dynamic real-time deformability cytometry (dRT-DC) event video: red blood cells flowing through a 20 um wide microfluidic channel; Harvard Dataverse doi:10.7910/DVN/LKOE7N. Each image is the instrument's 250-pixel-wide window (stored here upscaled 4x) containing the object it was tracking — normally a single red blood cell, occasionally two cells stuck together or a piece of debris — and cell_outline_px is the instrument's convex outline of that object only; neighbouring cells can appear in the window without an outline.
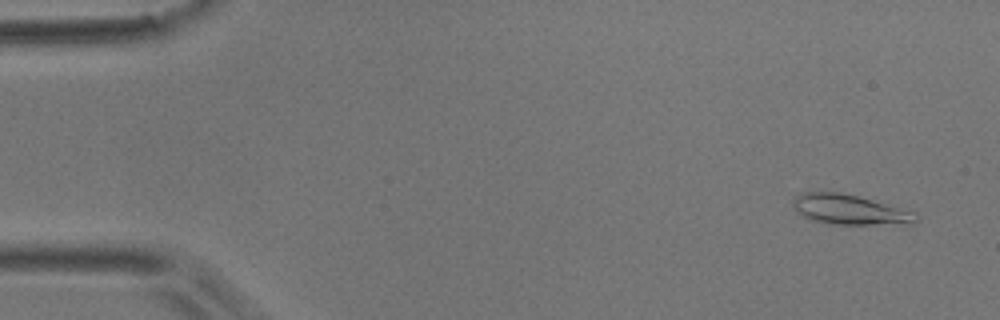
{"species": "common noctule bat (a hibernating species)", "species_latin": "Nyctalus noctula", "temperature_condition": "room temperature", "stored_images_in_passage": 52, "camera_frame_rate_fps": 3000, "um_per_image_px": 0.085, "animal": {"sex": "male", "body_mass_g": 17.9}, "frame": {"image": 1, "passage_image": 3, "time_ms": 0.667, "image_size_px": [1000, 320], "cell_outline_px": [[920, 220], [916, 224], [832, 224], [812, 220], [804, 216], [792, 204], [792, 196], [800, 192], [840, 192], [856, 196], [916, 212], [920, 216]], "centroid_in_image_um": [72.26, 17.82], "position_along_channel_um": 12.7, "area_um2": 21.5}}
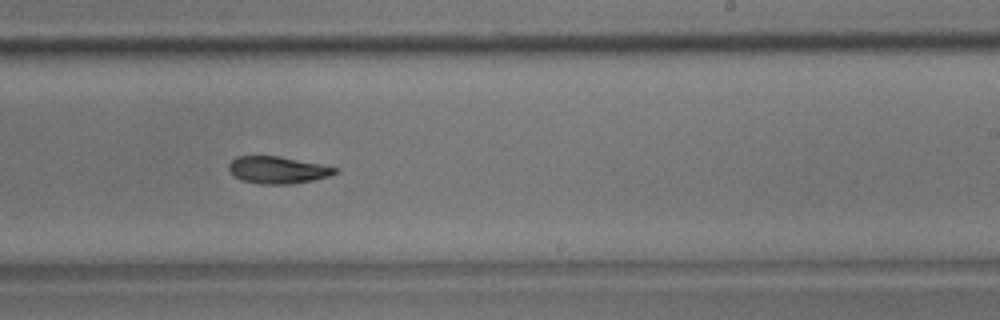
{"frame": {"image": 2, "passage_image": 32, "time_ms": 10.333, "image_size_px": [1000, 320], "cell_outline_px": [[340, 172], [332, 176], [292, 184], [260, 184], [240, 180], [232, 176], [228, 168], [228, 164], [236, 156], [276, 156], [320, 164], [340, 168]], "centroid_in_image_um": [23.61, 14.46], "position_along_channel_um": 265.4, "area_um2": 16.99}}
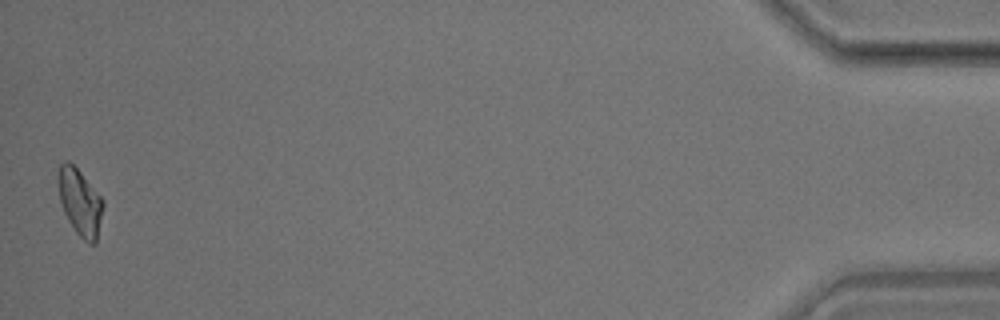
{"frame": {"image": 3, "passage_image": 52, "time_ms": 17.0, "image_size_px": [1000, 320], "cell_outline_px": [[104, 204], [96, 244], [88, 244], [76, 232], [68, 220], [64, 212], [60, 200], [56, 176], [60, 164], [64, 160], [68, 160], [80, 172], [104, 200]], "centroid_in_image_um": [6.79, 17.18], "position_along_channel_um": 428.4, "area_um2": 17.51}, "authors_computed_cell_mechanics": {"area_um2": 17.629, "velocity_mm_per_s": 3.8059, "shape_relaxation_time_tau1_ms": 4.3645, "shape_relaxation_time_tau2_ms": 6.9177, "deformation_change_tau1": 0.1375, "deformation_change_tau2": 0.1052}}